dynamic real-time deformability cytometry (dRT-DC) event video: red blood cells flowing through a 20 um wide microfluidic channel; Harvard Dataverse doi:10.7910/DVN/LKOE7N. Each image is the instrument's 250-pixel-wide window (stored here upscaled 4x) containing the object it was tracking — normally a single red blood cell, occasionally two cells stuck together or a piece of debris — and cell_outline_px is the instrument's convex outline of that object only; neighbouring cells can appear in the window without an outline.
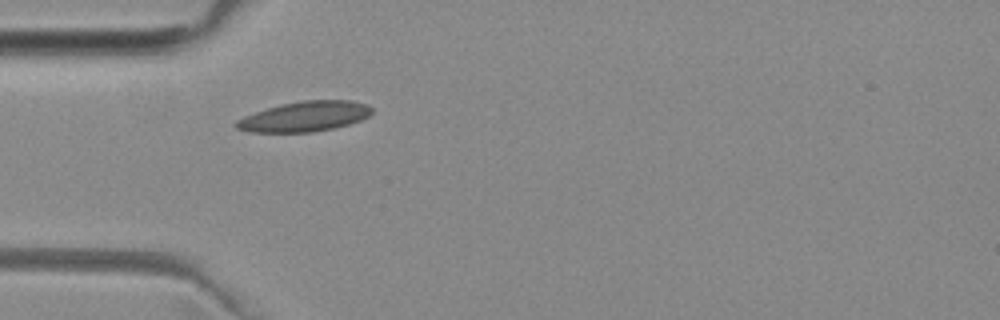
{"species": "common noctule bat (a hibernating species)", "species_latin": "Nyctalus noctula", "temperature_condition": "room temperature", "stored_images_in_passage": 38, "camera_frame_rate_fps": 3000, "um_per_image_px": 0.085, "animal": {"sex": "female", "body_mass_g": 29.2, "forearm_length_mm": 56.3}, "frame": {"image": 1, "passage_image": 1, "time_ms": 0.0, "image_size_px": [1000, 320], "cell_outline_px": [[372, 112], [368, 116], [360, 120], [348, 124], [332, 128], [312, 132], [248, 132], [236, 128], [232, 124], [236, 120], [244, 116], [280, 104], [304, 100], [352, 100], [368, 104], [372, 108]], "centroid_in_image_um": [25.88, 9.9], "position_along_channel_um": 59.1, "area_um2": 23.81}}
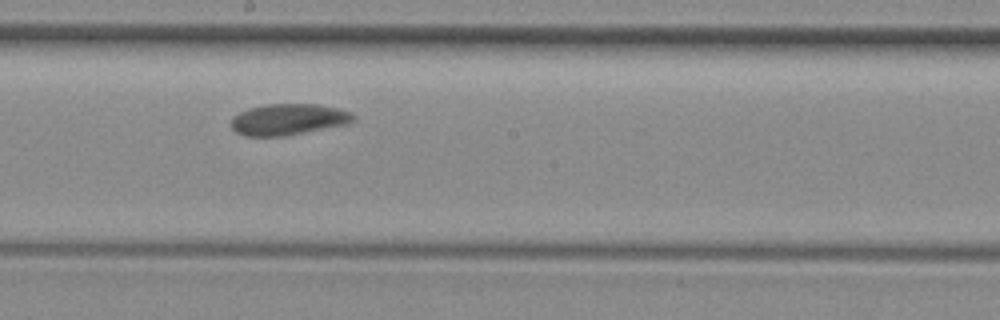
{"frame": {"image": 2, "passage_image": 14, "time_ms": 4.333, "image_size_px": [1000, 320], "cell_outline_px": [[356, 120], [348, 124], [284, 136], [244, 136], [236, 132], [232, 128], [232, 116], [248, 108], [264, 104], [320, 104], [340, 108], [352, 112], [356, 116]], "centroid_in_image_um": [24.55, 10.14], "position_along_channel_um": 223.6, "area_um2": 22.54}}
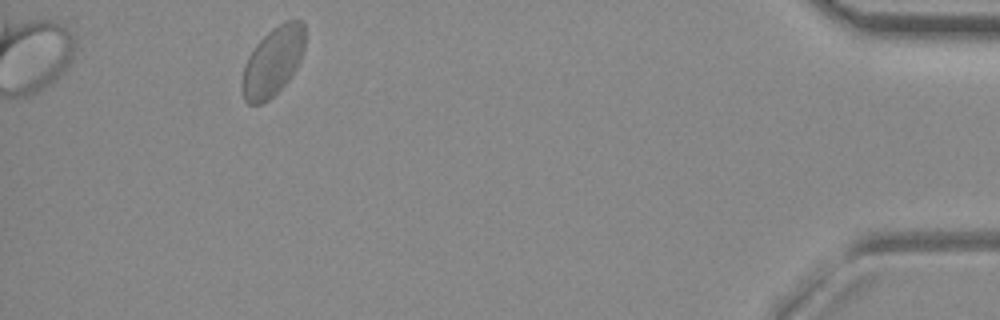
{"frame": {"image": 3, "passage_image": 34, "time_ms": 11.0, "image_size_px": [1000, 320], "cell_outline_px": [[304, 52], [292, 76], [268, 100], [260, 104], [248, 104], [244, 100], [240, 84], [244, 68], [248, 56], [256, 44], [272, 28], [288, 20], [300, 20], [304, 24]], "centroid_in_image_um": [23.18, 5.25], "position_along_channel_um": 412.0, "area_um2": 25.14}, "authors_computed_cell_mechanics": {"area_um2": 23.2067, "velocity_mm_per_s": 3.8625, "shape_relaxation_time_tau1_ms": 4.5216, "shape_relaxation_time_tau2_ms": 0.7519, "deformation_change_tau1": 0.0755, "deformation_change_tau2": 0.0352}}